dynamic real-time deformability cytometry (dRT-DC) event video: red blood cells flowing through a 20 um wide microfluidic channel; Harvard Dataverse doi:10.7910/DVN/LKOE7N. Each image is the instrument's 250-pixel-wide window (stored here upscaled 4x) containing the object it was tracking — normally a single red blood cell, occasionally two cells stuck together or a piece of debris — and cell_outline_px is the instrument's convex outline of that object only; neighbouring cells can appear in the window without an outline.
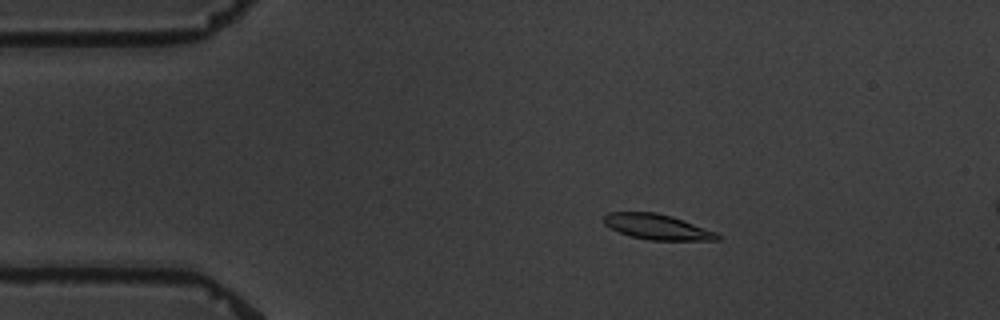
{"species": "common noctule bat (a hibernating species)", "species_latin": "Nyctalus noctula", "temperature_condition": "warm", "stored_images_in_passage": 3, "camera_frame_rate_fps": 3000, "um_per_image_px": 0.085, "animal": {"sex": "male", "body_mass_g": 19.5, "forearm_length_mm": 54.6}, "frame": {"image": 1, "passage_image": 2, "time_ms": 1.333, "image_size_px": [1000, 320], "cell_outline_px": [[724, 236], [720, 240], [648, 240], [632, 236], [620, 232], [604, 224], [604, 216], [608, 212], [656, 212], [672, 216], [716, 232]], "centroid_in_image_um": [55.9, 19.28], "position_along_channel_um": 29.1, "area_um2": 16.7}}